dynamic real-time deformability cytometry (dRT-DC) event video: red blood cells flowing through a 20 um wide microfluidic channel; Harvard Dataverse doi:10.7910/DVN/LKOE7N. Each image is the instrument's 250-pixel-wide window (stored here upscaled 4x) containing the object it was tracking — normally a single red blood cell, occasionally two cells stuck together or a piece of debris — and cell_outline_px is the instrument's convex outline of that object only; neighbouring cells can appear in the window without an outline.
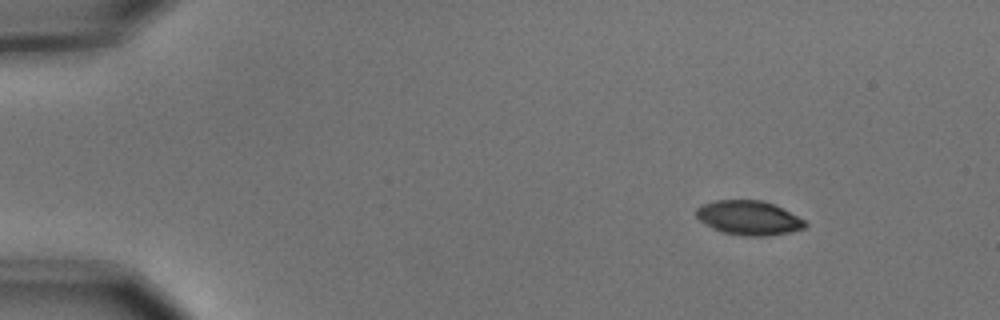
{"species": "common noctule bat (a hibernating species)", "species_latin": "Nyctalus noctula", "temperature_condition": "cold", "stored_images_in_passage": 6, "camera_frame_rate_fps": 3000, "um_per_image_px": 0.085, "animal": {"sex": "male", "body_mass_g": 15.6}, "frame": {"image": 1, "passage_image": 2, "time_ms": 0.333, "image_size_px": [1000, 320], "cell_outline_px": [[808, 224], [804, 228], [788, 232], [768, 236], [748, 236], [724, 232], [712, 228], [700, 220], [696, 216], [696, 208], [704, 204], [716, 200], [760, 200], [772, 204], [804, 220]], "centroid_in_image_um": [63.62, 18.52], "position_along_channel_um": 21.4, "area_um2": 21.33}}
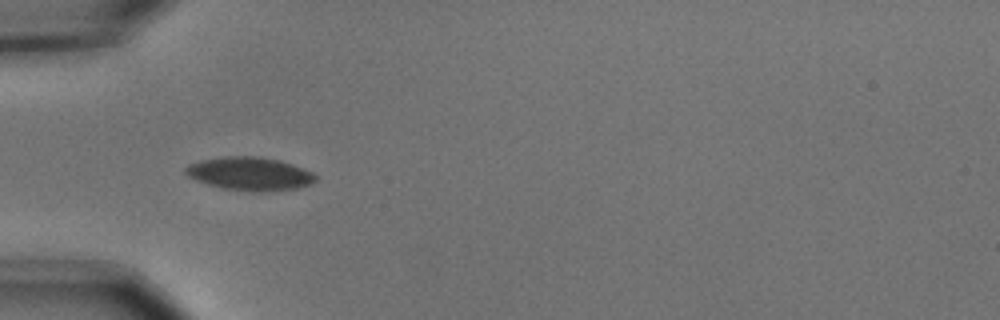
{"frame": {"image": 2, "passage_image": 5, "time_ms": 1.333, "image_size_px": [1000, 320], "cell_outline_px": [[316, 180], [308, 184], [296, 188], [260, 192], [224, 188], [208, 184], [196, 180], [188, 176], [184, 172], [184, 168], [188, 164], [200, 160], [224, 156], [256, 156], [280, 160], [292, 164], [312, 172], [316, 176]], "centroid_in_image_um": [21.19, 14.75], "position_along_channel_um": 63.8, "area_um2": 25.03}}
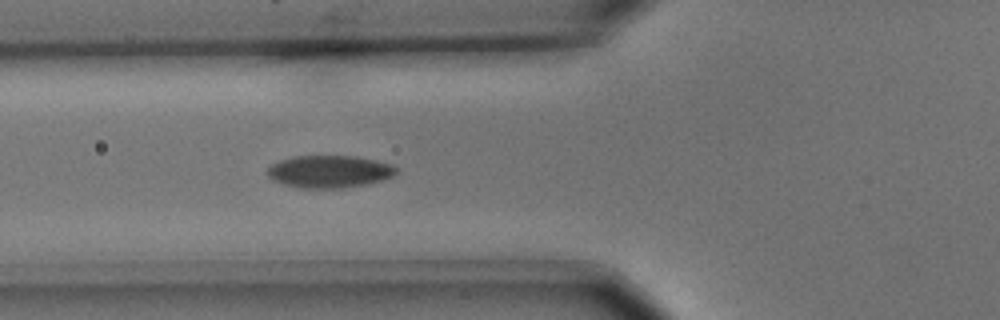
{"frame": {"image": 3, "passage_image": 6, "time_ms": 1.667, "image_size_px": [1000, 320], "cell_outline_px": [[400, 172], [392, 176], [368, 184], [340, 188], [300, 188], [284, 184], [272, 180], [268, 176], [268, 168], [272, 164], [280, 160], [296, 156], [356, 156], [376, 160], [392, 164]], "centroid_in_image_um": [28.02, 14.58], "position_along_channel_um": 97.8, "area_um2": 24.33}}